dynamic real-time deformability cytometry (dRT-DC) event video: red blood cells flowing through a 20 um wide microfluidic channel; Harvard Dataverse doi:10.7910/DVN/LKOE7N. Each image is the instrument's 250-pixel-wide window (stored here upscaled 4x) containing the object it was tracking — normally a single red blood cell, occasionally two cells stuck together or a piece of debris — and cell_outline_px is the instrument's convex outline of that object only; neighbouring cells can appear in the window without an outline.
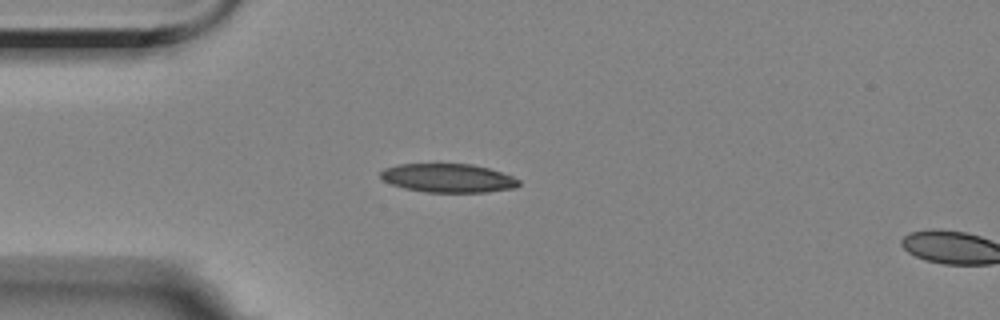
{"species": "Egyptian fruit bat (a non-hibernating species)", "species_latin": "Rousettus aegyptiacus", "temperature_condition": "room temperature", "stored_images_in_passage": 3, "camera_frame_rate_fps": 3000, "um_per_image_px": 0.085, "animal": {"sex": "female"}, "frame": {"image": 1, "passage_image": 1, "time_ms": 0.0, "image_size_px": [1000, 320], "cell_outline_px": [[520, 184], [516, 188], [484, 192], [428, 192], [404, 188], [392, 184], [384, 180], [380, 176], [380, 172], [384, 168], [400, 164], [472, 164], [488, 168], [512, 176], [520, 180]], "centroid_in_image_um": [38.1, 15.13], "position_along_channel_um": 46.9, "area_um2": 23.0}}